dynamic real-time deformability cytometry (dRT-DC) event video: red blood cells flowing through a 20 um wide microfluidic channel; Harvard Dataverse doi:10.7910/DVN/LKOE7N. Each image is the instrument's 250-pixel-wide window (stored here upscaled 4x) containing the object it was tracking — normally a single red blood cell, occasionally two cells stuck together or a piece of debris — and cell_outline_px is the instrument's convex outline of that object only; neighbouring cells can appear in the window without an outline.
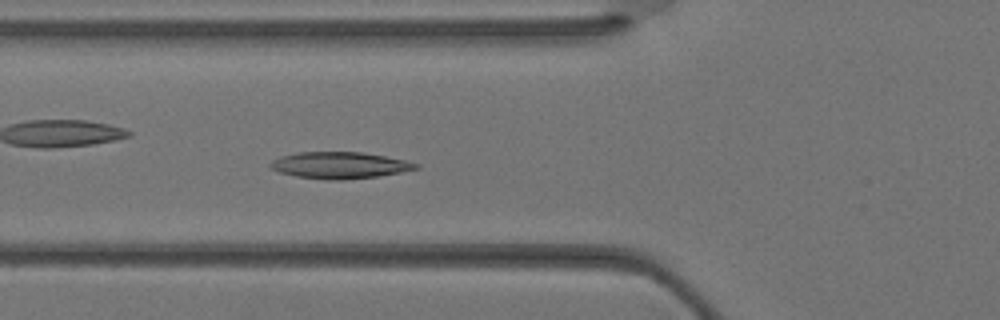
{"species": "Egyptian fruit bat (a non-hibernating species)", "species_latin": "Rousettus aegyptiacus", "temperature_condition": "warm", "stored_images_in_passage": 32, "camera_frame_rate_fps": 3000, "um_per_image_px": 0.085, "animal": {"sex": "female"}, "frame": {"image": 1, "passage_image": 9, "time_ms": 2.667, "image_size_px": [1000, 320], "cell_outline_px": [[420, 168], [400, 172], [376, 176], [340, 180], [328, 180], [296, 176], [280, 172], [272, 168], [268, 164], [272, 160], [280, 156], [300, 152], [364, 152], [404, 160], [420, 164]], "centroid_in_image_um": [28.86, 14.04], "position_along_channel_um": 96.9, "area_um2": 22.37}}
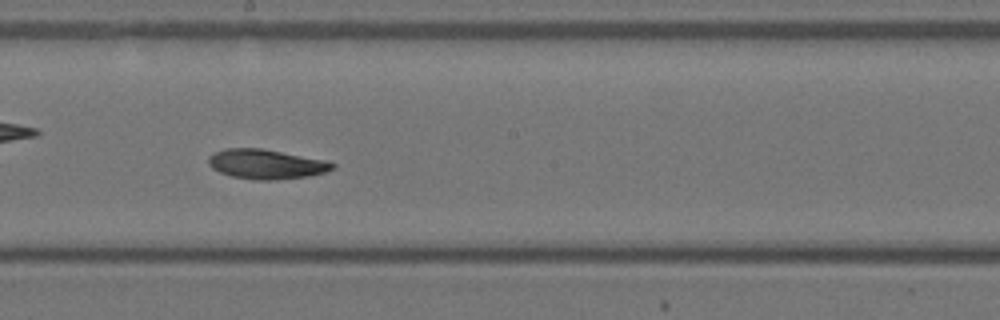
{"frame": {"image": 2, "passage_image": 16, "time_ms": 5.0, "image_size_px": [1000, 320], "cell_outline_px": [[336, 164], [332, 168], [324, 172], [308, 176], [272, 180], [252, 180], [232, 176], [220, 172], [212, 168], [208, 164], [208, 156], [212, 152], [224, 148], [260, 148], [328, 160]], "centroid_in_image_um": [22.58, 13.94], "position_along_channel_um": 225.6, "area_um2": 21.5}}
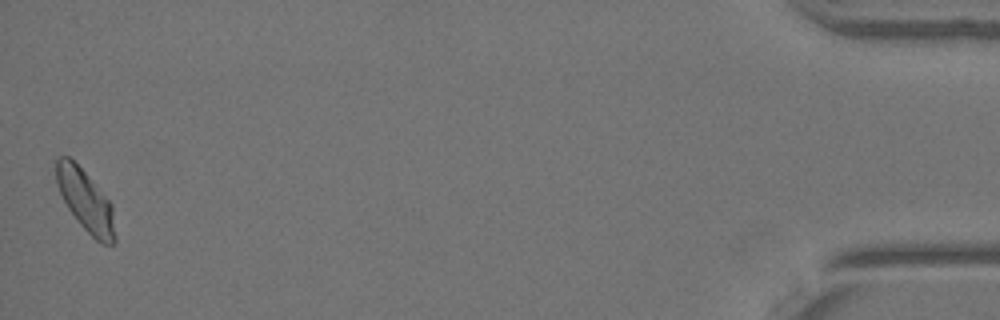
{"frame": {"image": 3, "passage_image": 32, "time_ms": 10.333, "image_size_px": [1000, 320], "cell_outline_px": [[116, 240], [112, 244], [104, 244], [96, 240], [80, 224], [68, 208], [60, 192], [56, 180], [56, 160], [60, 156], [68, 156], [88, 176], [112, 204], [116, 236]], "centroid_in_image_um": [7.29, 17.08], "position_along_channel_um": 427.9, "area_um2": 20.69}}